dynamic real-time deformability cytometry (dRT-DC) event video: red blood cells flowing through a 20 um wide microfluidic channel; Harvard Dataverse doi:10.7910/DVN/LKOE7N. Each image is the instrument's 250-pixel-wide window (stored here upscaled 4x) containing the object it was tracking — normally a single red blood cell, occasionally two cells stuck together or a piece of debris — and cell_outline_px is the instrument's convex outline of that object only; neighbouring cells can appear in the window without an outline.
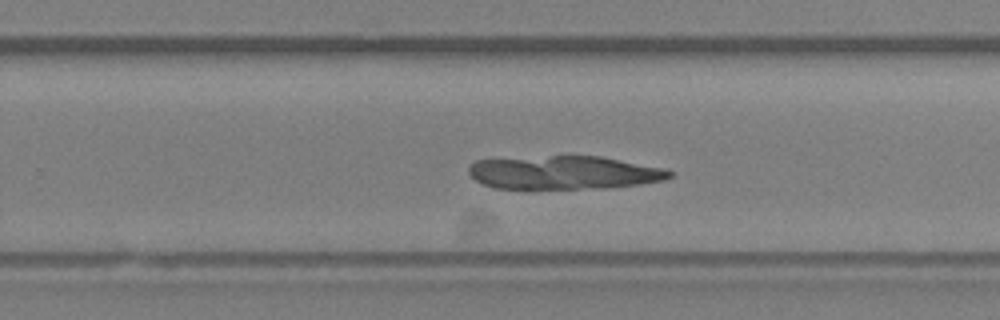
{"species": "Egyptian fruit bat (a non-hibernating species)", "species_latin": "Rousettus aegyptiacus", "temperature_condition": "room temperature", "stored_images_in_passage": 50, "camera_frame_rate_fps": 3000, "um_per_image_px": 0.085, "animal": {"sex": "female"}, "frame": {"image": 1, "passage_image": 32, "time_ms": 10.333, "image_size_px": [1000, 320], "cell_outline_px": [[672, 176], [664, 180], [640, 184], [608, 188], [492, 188], [476, 180], [468, 172], [468, 168], [476, 160], [552, 156], [600, 156], [668, 168], [672, 172]], "centroid_in_image_um": [48.01, 14.67], "position_along_channel_um": 281.8, "area_um2": 39.02}}